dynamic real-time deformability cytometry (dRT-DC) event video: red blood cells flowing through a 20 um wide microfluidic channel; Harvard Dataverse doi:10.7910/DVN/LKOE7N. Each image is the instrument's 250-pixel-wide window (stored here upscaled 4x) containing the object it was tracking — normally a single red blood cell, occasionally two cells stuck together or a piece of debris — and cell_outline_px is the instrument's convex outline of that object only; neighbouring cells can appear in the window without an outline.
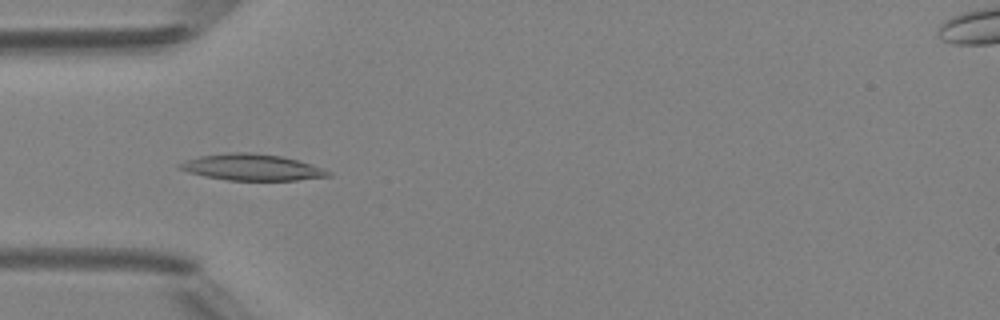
{"species": "Egyptian fruit bat (a non-hibernating species)", "species_latin": "Rousettus aegyptiacus", "temperature_condition": "room temperature", "stored_images_in_passage": 48, "camera_frame_rate_fps": 3000, "um_per_image_px": 0.085, "animal": {"sex": "female"}, "frame": {"image": 1, "passage_image": 15, "time_ms": 4.667, "image_size_px": [1000, 320], "cell_outline_px": [[332, 176], [296, 180], [228, 180], [204, 176], [188, 172], [176, 168], [176, 164], [200, 156], [228, 152], [252, 152], [280, 156], [296, 160], [324, 168], [332, 172]], "centroid_in_image_um": [21.4, 14.22], "position_along_channel_um": 63.6, "area_um2": 22.77}}
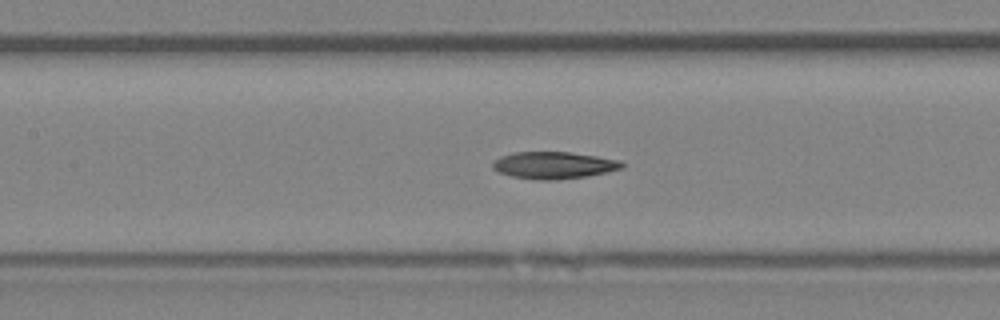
{"frame": {"image": 2, "passage_image": 22, "time_ms": 7.0, "image_size_px": [1000, 320], "cell_outline_px": [[624, 168], [584, 176], [552, 180], [536, 180], [512, 176], [500, 172], [492, 168], [492, 164], [500, 156], [516, 152], [568, 152], [596, 156], [620, 160], [624, 164]], "centroid_in_image_um": [47.06, 14.04], "position_along_channel_um": 160.3, "area_um2": 20.06}}
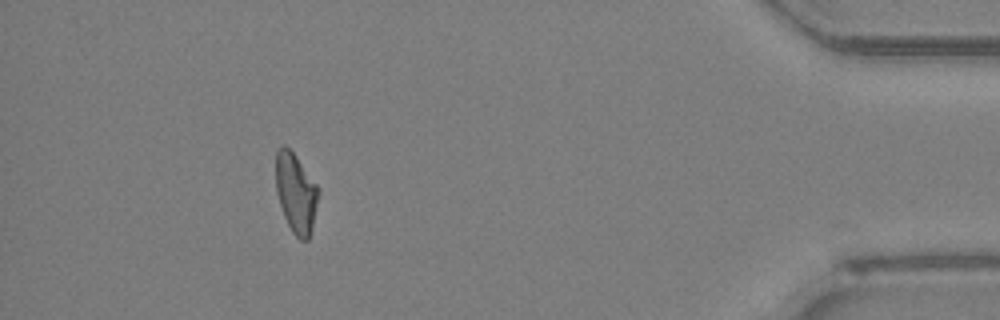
{"frame": {"image": 3, "passage_image": 44, "time_ms": 14.333, "image_size_px": [1000, 320], "cell_outline_px": [[320, 192], [312, 228], [308, 240], [300, 240], [292, 232], [284, 216], [276, 192], [276, 152], [284, 144], [296, 156], [316, 184]], "centroid_in_image_um": [25.15, 16.42], "position_along_channel_um": 410.0, "area_um2": 19.59}, "authors_computed_cell_mechanics": {"area_um2": 20.1722, "velocity_mm_per_s": 4.2074, "shape_relaxation_time_tau1_ms": null, "shape_relaxation_time_tau2_ms": 2.7963, "deformation_change_tau1": null, "deformation_change_tau2": 0.0975}}